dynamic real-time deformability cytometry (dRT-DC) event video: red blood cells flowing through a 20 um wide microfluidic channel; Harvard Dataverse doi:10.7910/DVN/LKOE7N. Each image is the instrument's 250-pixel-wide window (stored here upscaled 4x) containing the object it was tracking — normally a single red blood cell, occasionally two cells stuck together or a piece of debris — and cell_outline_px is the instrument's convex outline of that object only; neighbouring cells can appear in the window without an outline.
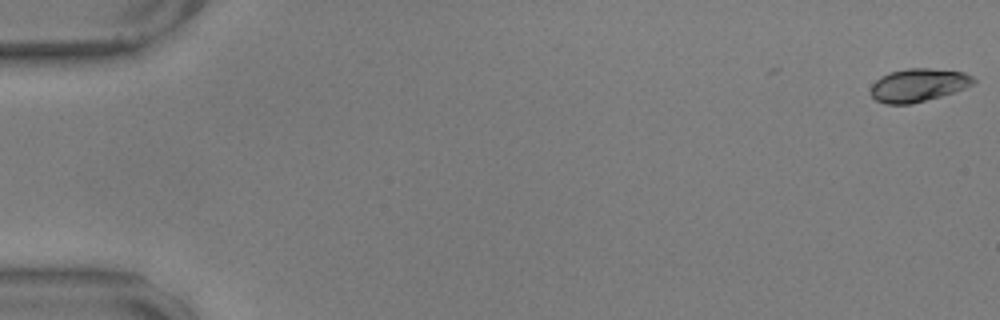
{"species": "common noctule bat (a hibernating species)", "species_latin": "Nyctalus noctula", "temperature_condition": "warm", "stored_images_in_passage": 13, "camera_frame_rate_fps": 3000, "um_per_image_px": 0.085, "animal": {"sex": "male", "body_mass_g": 17.9, "forearm_length_mm": 54.2}, "frame": {"image": 1, "passage_image": 1, "time_ms": 0.0, "image_size_px": [1000, 320], "cell_outline_px": [[976, 80], [972, 84], [964, 88], [940, 96], [908, 104], [884, 104], [876, 100], [868, 92], [872, 84], [880, 76], [888, 72], [908, 68], [928, 68], [964, 72], [972, 76]], "centroid_in_image_um": [77.99, 7.22], "position_along_channel_um": 7.0, "area_um2": 19.77}}